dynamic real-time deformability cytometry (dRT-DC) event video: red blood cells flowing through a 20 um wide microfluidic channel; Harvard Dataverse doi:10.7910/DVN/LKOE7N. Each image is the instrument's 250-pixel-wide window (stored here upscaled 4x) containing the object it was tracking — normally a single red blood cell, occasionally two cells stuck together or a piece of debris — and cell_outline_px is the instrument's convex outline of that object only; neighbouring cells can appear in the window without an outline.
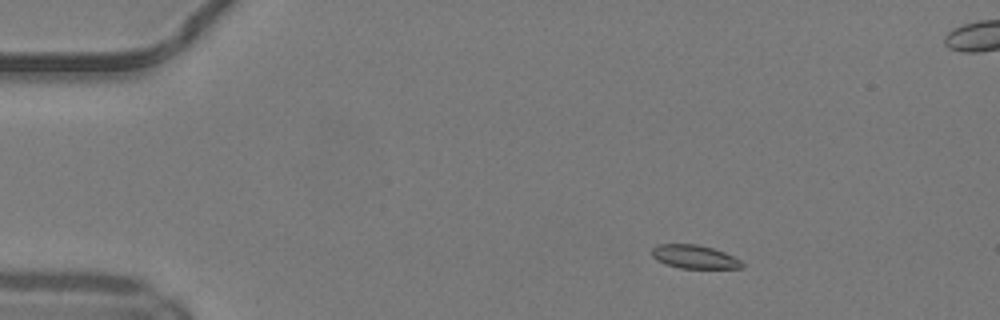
{"species": "common noctule bat (a hibernating species)", "species_latin": "Nyctalus noctula", "temperature_condition": "warm", "stored_images_in_passage": 15, "camera_frame_rate_fps": 3000, "um_per_image_px": 0.085, "animal": {"sex": "male", "body_mass_g": 19.2, "forearm_length_mm": 51.8}, "frame": {"image": 1, "passage_image": 7, "time_ms": 2.0, "image_size_px": [1000, 320], "cell_outline_px": [[744, 268], [680, 268], [664, 264], [656, 260], [652, 256], [652, 248], [656, 244], [696, 244], [712, 248], [724, 252], [740, 260], [744, 264]], "centroid_in_image_um": [58.99, 21.83], "position_along_channel_um": 26.0, "area_um2": 12.37}}